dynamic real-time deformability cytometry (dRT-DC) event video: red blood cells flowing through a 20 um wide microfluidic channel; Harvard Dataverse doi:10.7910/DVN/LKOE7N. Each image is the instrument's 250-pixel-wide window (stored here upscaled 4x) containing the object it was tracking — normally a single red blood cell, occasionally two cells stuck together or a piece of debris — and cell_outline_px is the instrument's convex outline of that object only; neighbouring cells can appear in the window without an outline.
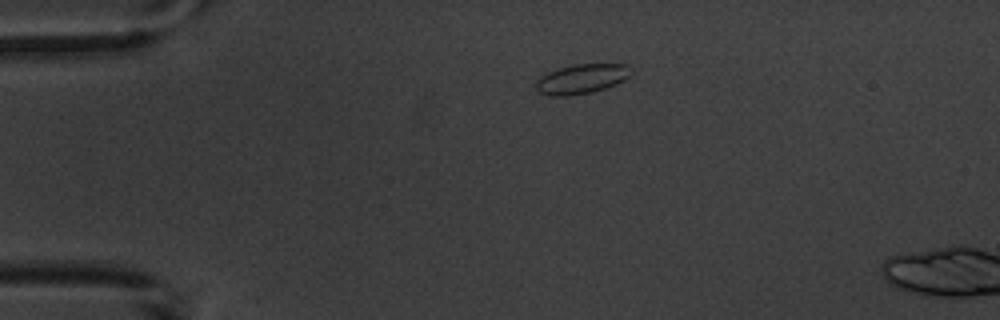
{"species": "common noctule bat (a hibernating species)", "species_latin": "Nyctalus noctula", "temperature_condition": "warm", "stored_images_in_passage": 2, "camera_frame_rate_fps": 3000, "um_per_image_px": 0.085, "animal": {"sex": "male", "body_mass_g": 20.1, "forearm_length_mm": 53.5}, "frame": {"image": 1, "passage_image": 1, "time_ms": 0.0, "image_size_px": [1000, 320], "cell_outline_px": [[632, 72], [624, 80], [616, 84], [592, 92], [564, 96], [548, 96], [536, 92], [536, 80], [540, 76], [548, 72], [560, 68], [576, 64], [628, 64], [632, 68]], "centroid_in_image_um": [49.42, 6.71], "position_along_channel_um": 35.6, "area_um2": 16.47}}